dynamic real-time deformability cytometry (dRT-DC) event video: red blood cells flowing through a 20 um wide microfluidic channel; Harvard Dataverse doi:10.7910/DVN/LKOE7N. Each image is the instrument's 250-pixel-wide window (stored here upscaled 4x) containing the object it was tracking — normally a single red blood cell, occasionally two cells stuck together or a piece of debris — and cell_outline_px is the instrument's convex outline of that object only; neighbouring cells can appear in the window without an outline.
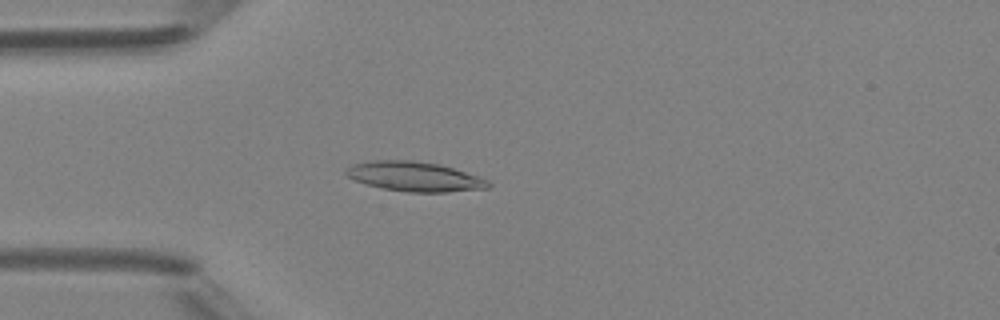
{"species": "Egyptian fruit bat (a non-hibernating species)", "species_latin": "Rousettus aegyptiacus", "temperature_condition": "room temperature", "stored_images_in_passage": 4, "camera_frame_rate_fps": 3000, "um_per_image_px": 0.085, "animal": {"sex": "female"}, "frame": {"image": 1, "passage_image": 4, "time_ms": 4.333, "image_size_px": [1000, 320], "cell_outline_px": [[492, 184], [488, 188], [448, 192], [408, 192], [384, 188], [368, 184], [356, 180], [348, 176], [344, 172], [344, 168], [352, 164], [372, 160], [412, 160], [440, 164], [480, 176], [488, 180]], "centroid_in_image_um": [35.26, 14.99], "position_along_channel_um": 49.7, "area_um2": 24.62}}